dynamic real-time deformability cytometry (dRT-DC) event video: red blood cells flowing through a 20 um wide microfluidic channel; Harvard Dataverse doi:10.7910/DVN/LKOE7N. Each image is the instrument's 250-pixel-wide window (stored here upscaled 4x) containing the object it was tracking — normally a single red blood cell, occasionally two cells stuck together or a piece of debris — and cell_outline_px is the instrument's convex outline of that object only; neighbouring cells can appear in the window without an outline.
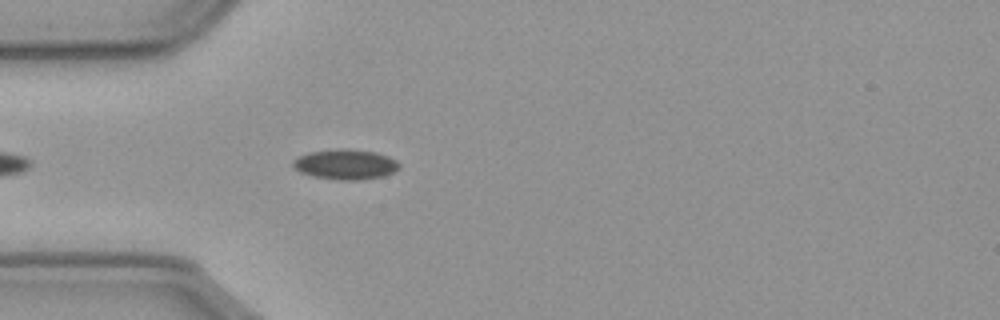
{"species": "common noctule bat (a hibernating species)", "species_latin": "Nyctalus noctula", "temperature_condition": "cold", "stored_images_in_passage": 12, "camera_frame_rate_fps": 3000, "um_per_image_px": 0.085, "animal": {"sex": "male", "body_mass_g": 23.1, "forearm_length_mm": 52.7}, "frame": {"image": 1, "passage_image": 7, "time_ms": 2.0, "image_size_px": [1000, 320], "cell_outline_px": [[400, 168], [384, 176], [356, 180], [340, 180], [312, 176], [300, 172], [292, 164], [292, 160], [300, 156], [312, 152], [376, 152], [388, 156], [396, 160], [400, 164]], "centroid_in_image_um": [29.4, 14.03], "position_along_channel_um": 55.6, "area_um2": 17.57}}